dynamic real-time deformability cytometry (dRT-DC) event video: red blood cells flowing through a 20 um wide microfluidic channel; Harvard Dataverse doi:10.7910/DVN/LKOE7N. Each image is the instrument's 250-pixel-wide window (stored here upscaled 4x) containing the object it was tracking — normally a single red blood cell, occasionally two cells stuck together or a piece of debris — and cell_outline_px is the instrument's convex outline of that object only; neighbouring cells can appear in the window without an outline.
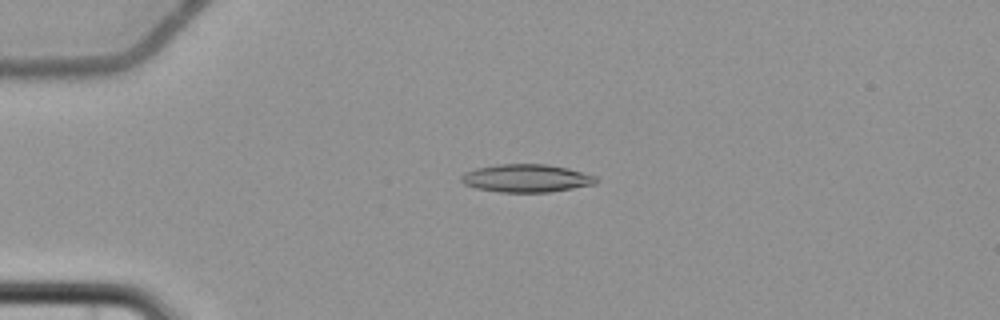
{"species": "common noctule bat (a hibernating species)", "species_latin": "Nyctalus noctula", "temperature_condition": "cold", "stored_images_in_passage": 6, "camera_frame_rate_fps": 3000, "um_per_image_px": 0.085, "animal": {"sex": "female", "body_mass_g": 22.7, "forearm_length_mm": 54.2}, "frame": {"image": 1, "passage_image": 4, "time_ms": 3.667, "image_size_px": [1000, 320], "cell_outline_px": [[596, 184], [548, 192], [500, 192], [476, 188], [464, 184], [460, 180], [460, 176], [464, 172], [476, 168], [496, 164], [548, 164], [568, 168], [596, 176]], "centroid_in_image_um": [44.7, 15.14], "position_along_channel_um": 40.3, "area_um2": 21.96}}
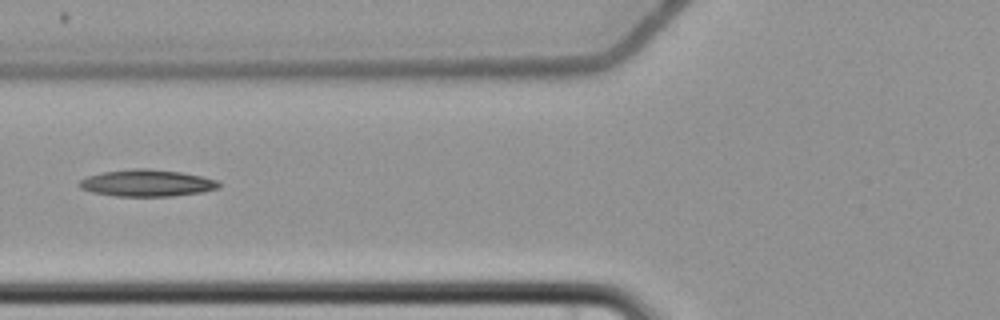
{"frame": {"image": 2, "passage_image": 6, "time_ms": 6.667, "image_size_px": [1000, 320], "cell_outline_px": [[220, 188], [204, 192], [172, 196], [112, 196], [92, 192], [80, 188], [76, 184], [80, 180], [88, 176], [100, 172], [132, 168], [148, 168], [180, 172], [204, 176], [216, 180], [220, 184]], "centroid_in_image_um": [12.48, 15.55], "position_along_channel_um": 113.3, "area_um2": 22.14}}